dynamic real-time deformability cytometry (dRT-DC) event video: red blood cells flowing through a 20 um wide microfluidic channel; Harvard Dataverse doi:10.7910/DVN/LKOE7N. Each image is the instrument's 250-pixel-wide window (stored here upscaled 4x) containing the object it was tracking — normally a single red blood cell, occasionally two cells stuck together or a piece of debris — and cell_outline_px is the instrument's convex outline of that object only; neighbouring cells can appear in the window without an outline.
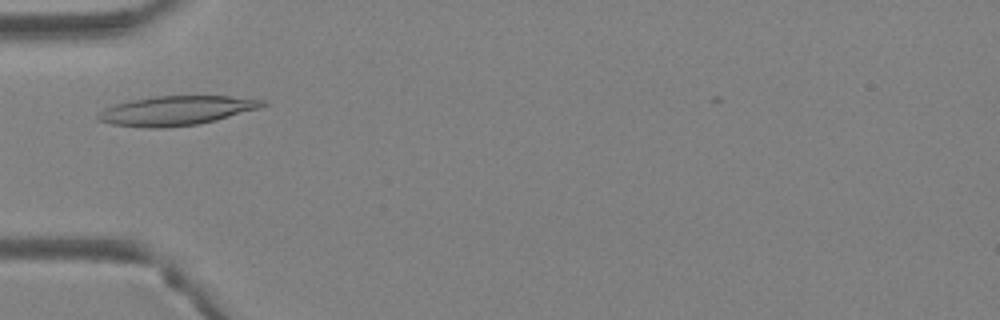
{"species": "Egyptian fruit bat (a non-hibernating species)", "species_latin": "Rousettus aegyptiacus", "temperature_condition": "warm", "stored_images_in_passage": 5, "camera_frame_rate_fps": 3000, "um_per_image_px": 0.085, "animal": {"sex": "female"}, "frame": {"image": 1, "passage_image": 5, "time_ms": 1.333, "image_size_px": [1000, 320], "cell_outline_px": [[268, 104], [260, 108], [216, 120], [196, 124], [164, 128], [148, 128], [112, 124], [100, 120], [96, 116], [104, 108], [116, 104], [132, 100], [156, 96], [228, 96], [268, 100]], "centroid_in_image_um": [15.03, 9.4], "position_along_channel_um": 70.0, "area_um2": 27.98}}